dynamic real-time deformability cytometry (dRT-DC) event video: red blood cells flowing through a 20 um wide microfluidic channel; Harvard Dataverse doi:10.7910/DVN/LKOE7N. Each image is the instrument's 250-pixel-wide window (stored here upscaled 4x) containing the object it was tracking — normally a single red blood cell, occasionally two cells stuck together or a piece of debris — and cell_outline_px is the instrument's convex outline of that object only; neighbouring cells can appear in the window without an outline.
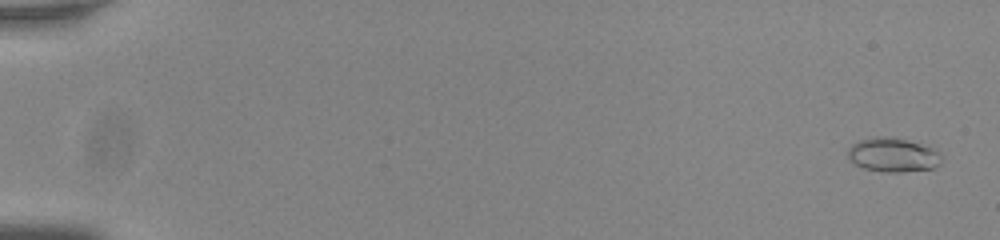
{"species": "common noctule bat (a hibernating species)", "species_latin": "Nyctalus noctula", "temperature_condition": "room temperature", "stored_images_in_passage": 30, "camera_frame_rate_fps": 3000, "um_per_image_px": 0.085, "animal": {"sex": "male", "body_mass_g": 20.0, "forearm_length_mm": 53.3}, "frame": {"image": 1, "passage_image": 3, "time_ms": 0.667, "image_size_px": [1000, 240], "cell_outline_px": [[940, 164], [932, 168], [900, 172], [884, 172], [864, 168], [856, 164], [848, 156], [848, 148], [852, 144], [860, 140], [880, 136], [892, 136], [932, 148], [940, 156]], "centroid_in_image_um": [75.86, 13.17], "position_along_channel_um": 9.1, "area_um2": 18.21}}
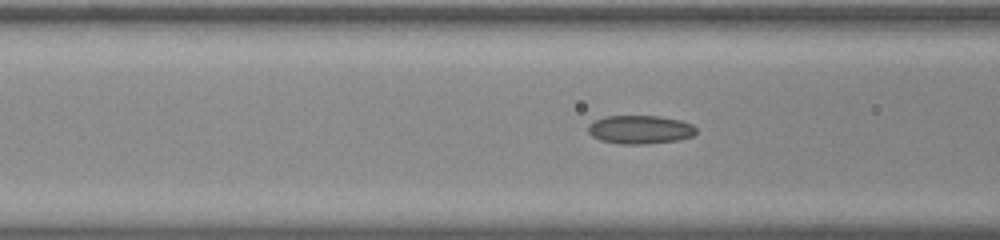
{"frame": {"image": 2, "passage_image": 25, "time_ms": 8.0, "image_size_px": [1000, 240], "cell_outline_px": [[696, 132], [692, 136], [680, 140], [644, 144], [620, 144], [600, 140], [592, 136], [588, 132], [588, 124], [604, 116], [660, 116], [680, 120], [692, 124], [696, 128]], "centroid_in_image_um": [54.4, 11.01], "position_along_channel_um": 112.2, "area_um2": 18.03}}
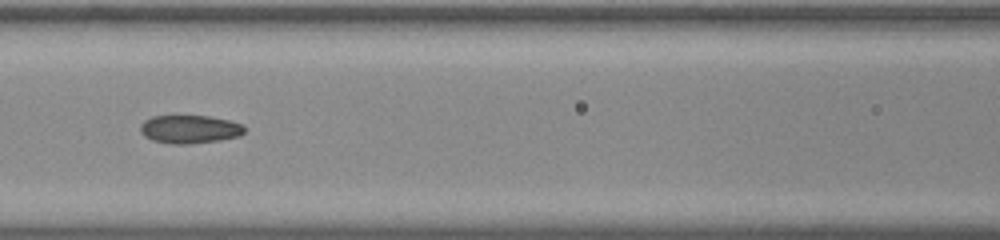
{"frame": {"image": 3, "passage_image": 28, "time_ms": 9.0, "image_size_px": [1000, 240], "cell_outline_px": [[244, 132], [240, 136], [220, 140], [188, 144], [172, 144], [152, 140], [144, 136], [140, 132], [140, 124], [144, 120], [152, 116], [208, 116], [228, 120], [244, 124]], "centroid_in_image_um": [16.11, 10.98], "position_along_channel_um": 150.5, "area_um2": 17.22}}